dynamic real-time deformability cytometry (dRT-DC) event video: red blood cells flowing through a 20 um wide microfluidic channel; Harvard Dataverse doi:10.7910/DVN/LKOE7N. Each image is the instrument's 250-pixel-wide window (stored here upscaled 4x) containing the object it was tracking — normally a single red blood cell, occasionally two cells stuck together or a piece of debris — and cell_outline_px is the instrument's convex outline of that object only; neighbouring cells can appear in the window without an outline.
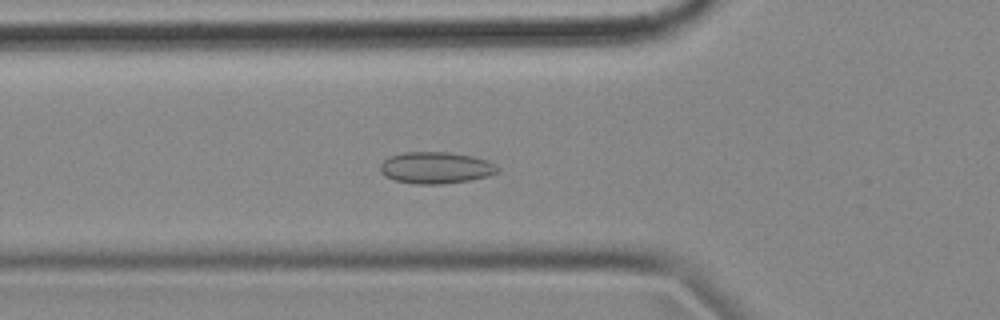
{"species": "common noctule bat (a hibernating species)", "species_latin": "Nyctalus noctula", "temperature_condition": "cold", "stored_images_in_passage": 45, "camera_frame_rate_fps": 3000, "um_per_image_px": 0.085, "animal": {"sex": "female", "body_mass_g": 18.4}, "frame": {"image": 1, "passage_image": 14, "time_ms": 4.333, "image_size_px": [1000, 320], "cell_outline_px": [[500, 168], [496, 172], [488, 176], [468, 180], [444, 184], [416, 184], [396, 180], [380, 172], [380, 164], [388, 156], [404, 152], [448, 152], [472, 156], [484, 160]], "centroid_in_image_um": [37.01, 14.25], "position_along_channel_um": 88.8, "area_um2": 21.39}}
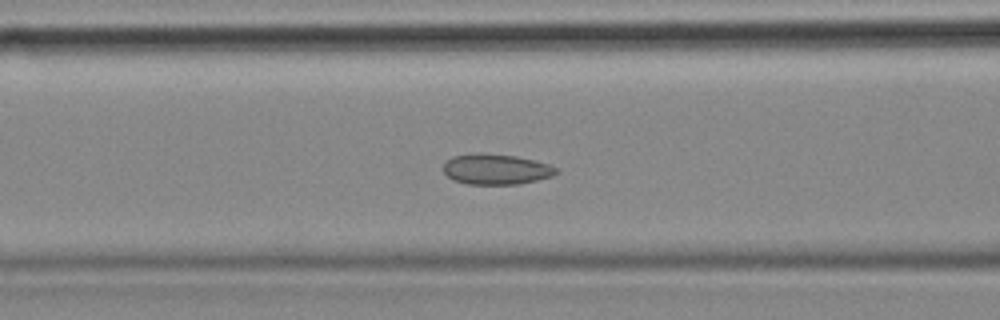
{"frame": {"image": 2, "passage_image": 17, "time_ms": 5.333, "image_size_px": [1000, 320], "cell_outline_px": [[560, 172], [552, 176], [520, 184], [468, 184], [456, 180], [448, 176], [444, 172], [444, 160], [452, 156], [476, 152], [484, 152], [516, 156], [548, 164], [560, 168]], "centroid_in_image_um": [42.17, 14.36], "position_along_channel_um": 124.4, "area_um2": 20.29}}
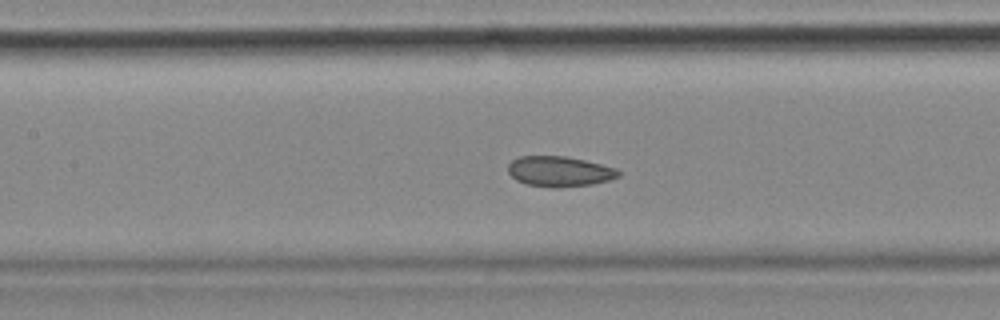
{"frame": {"image": 3, "passage_image": 20, "time_ms": 6.333, "image_size_px": [1000, 320], "cell_outline_px": [[620, 176], [608, 180], [592, 184], [556, 188], [552, 188], [528, 184], [516, 180], [508, 172], [508, 164], [512, 160], [520, 156], [564, 156], [584, 160], [616, 168], [620, 172]], "centroid_in_image_um": [47.54, 14.57], "position_along_channel_um": 159.9, "area_um2": 19.42}, "authors_computed_cell_mechanics": {"area_um2": 19.5942, "velocity_mm_per_s": 3.5434, "shape_relaxation_time_tau1_ms": null, "shape_relaxation_time_tau2_ms": 2.3542, "deformation_change_tau1": null, "deformation_change_tau2": 0.062}}